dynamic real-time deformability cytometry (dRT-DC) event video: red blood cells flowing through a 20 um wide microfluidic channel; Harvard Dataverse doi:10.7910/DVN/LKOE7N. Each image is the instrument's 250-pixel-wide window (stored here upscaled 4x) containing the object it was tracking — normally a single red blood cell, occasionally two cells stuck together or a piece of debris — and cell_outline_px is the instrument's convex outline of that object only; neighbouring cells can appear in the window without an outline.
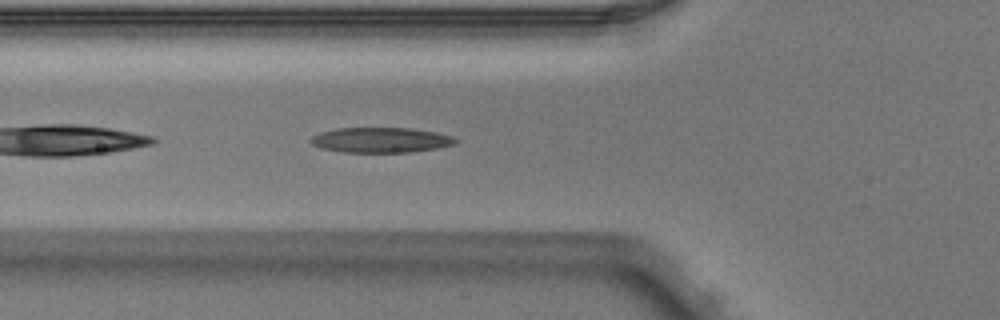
{"species": "Egyptian fruit bat (a non-hibernating species)", "species_latin": "Rousettus aegyptiacus", "temperature_condition": "warm", "stored_images_in_passage": 4, "camera_frame_rate_fps": 3000, "um_per_image_px": 0.085, "animal": {"sex": "male"}, "frame": {"image": 1, "passage_image": 4, "time_ms": 1.0, "image_size_px": [1000, 320], "cell_outline_px": [[460, 140], [456, 144], [436, 148], [412, 152], [344, 152], [320, 148], [312, 144], [308, 140], [312, 136], [320, 132], [336, 128], [412, 128], [436, 132], [452, 136]], "centroid_in_image_um": [32.37, 11.9], "position_along_channel_um": 93.4, "area_um2": 21.39}}